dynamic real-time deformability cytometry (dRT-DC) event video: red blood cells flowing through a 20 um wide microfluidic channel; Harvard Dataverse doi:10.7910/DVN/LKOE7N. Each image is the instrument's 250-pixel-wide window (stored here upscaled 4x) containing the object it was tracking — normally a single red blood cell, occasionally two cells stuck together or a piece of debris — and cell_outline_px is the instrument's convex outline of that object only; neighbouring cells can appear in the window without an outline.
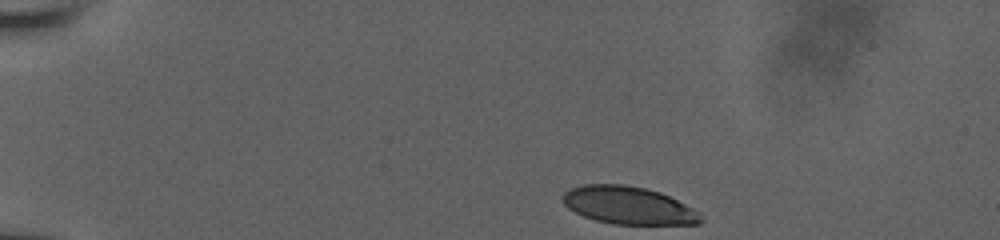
{"species": "human", "species_latin": "Homo sapiens", "temperature_condition": "room temperature", "stored_images_in_passage": 15, "camera_frame_rate_fps": 3000, "um_per_image_px": 0.085, "donor": {"sex": "male"}, "frame": {"image": 1, "passage_image": 1, "time_ms": 0.0, "image_size_px": [1000, 240], "cell_outline_px": [[704, 220], [700, 224], [612, 224], [596, 220], [584, 216], [568, 208], [564, 204], [564, 192], [572, 188], [584, 184], [624, 184], [644, 188], [660, 192], [700, 212]], "centroid_in_image_um": [53.44, 17.46], "position_along_channel_um": 31.6, "area_um2": 30.11}}
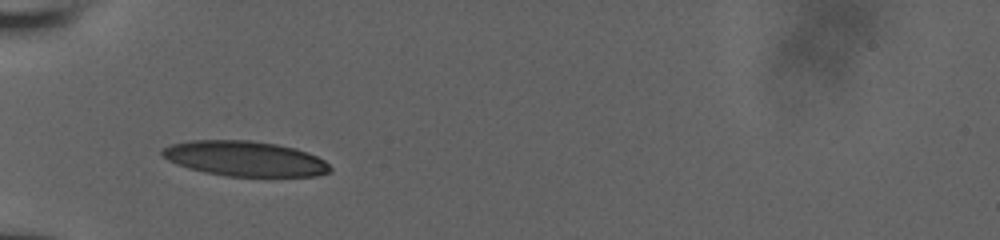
{"frame": {"image": 2, "passage_image": 9, "time_ms": 3.0, "image_size_px": [1000, 240], "cell_outline_px": [[332, 172], [316, 176], [228, 176], [204, 172], [188, 168], [176, 164], [168, 160], [160, 152], [164, 148], [172, 144], [188, 140], [252, 140], [276, 144], [296, 148], [308, 152], [324, 160], [332, 168]], "centroid_in_image_um": [20.84, 13.48], "position_along_channel_um": 64.2, "area_um2": 34.45}}
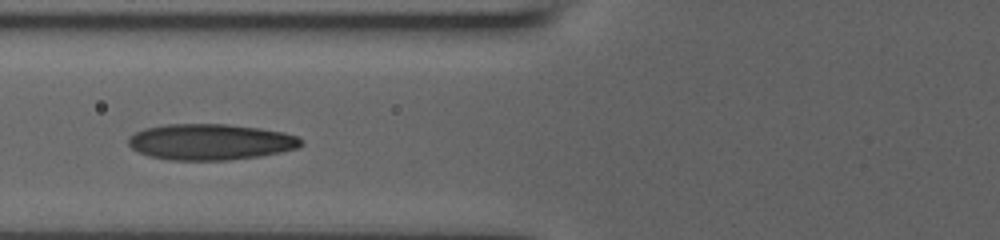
{"frame": {"image": 3, "passage_image": 13, "time_ms": 4.333, "image_size_px": [1000, 240], "cell_outline_px": [[304, 144], [300, 148], [260, 156], [228, 160], [168, 160], [148, 156], [132, 148], [128, 144], [128, 136], [144, 128], [168, 124], [224, 124], [260, 128], [284, 132], [296, 136], [304, 140]], "centroid_in_image_um": [17.91, 12.06], "position_along_channel_um": 107.9, "area_um2": 36.47}}